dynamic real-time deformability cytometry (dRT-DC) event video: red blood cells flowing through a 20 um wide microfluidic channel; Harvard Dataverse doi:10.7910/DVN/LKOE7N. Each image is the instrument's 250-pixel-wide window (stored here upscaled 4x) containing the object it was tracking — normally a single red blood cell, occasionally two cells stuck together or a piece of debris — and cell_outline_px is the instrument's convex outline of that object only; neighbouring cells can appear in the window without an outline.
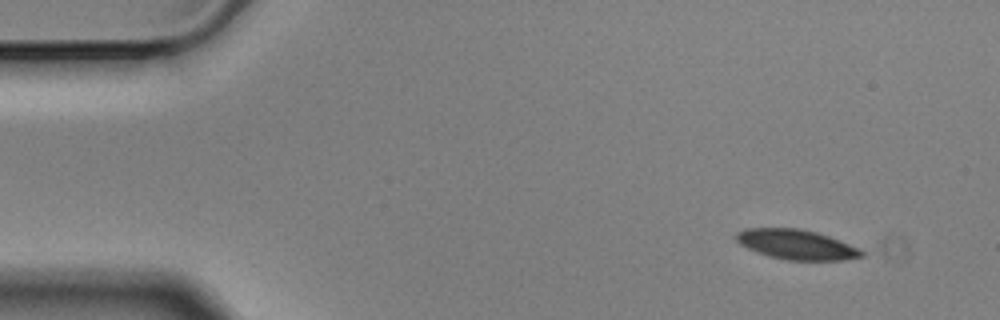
{"species": "Egyptian fruit bat (a non-hibernating species)", "species_latin": "Rousettus aegyptiacus", "temperature_condition": "cold", "stored_images_in_passage": 4, "segment_of_instrument_passage": [1, 2], "camera_frame_rate_fps": 3000, "um_per_image_px": 0.085, "animal": {"sex": "male"}, "frame": {"image": 1, "passage_image": 1, "time_ms": 0.0, "image_size_px": [1000, 320], "cell_outline_px": [[864, 256], [840, 260], [788, 260], [768, 256], [756, 252], [740, 244], [736, 240], [736, 232], [744, 228], [800, 228], [816, 232], [828, 236], [860, 248], [864, 252]], "centroid_in_image_um": [67.68, 20.78], "position_along_channel_um": 17.3, "area_um2": 21.79}}